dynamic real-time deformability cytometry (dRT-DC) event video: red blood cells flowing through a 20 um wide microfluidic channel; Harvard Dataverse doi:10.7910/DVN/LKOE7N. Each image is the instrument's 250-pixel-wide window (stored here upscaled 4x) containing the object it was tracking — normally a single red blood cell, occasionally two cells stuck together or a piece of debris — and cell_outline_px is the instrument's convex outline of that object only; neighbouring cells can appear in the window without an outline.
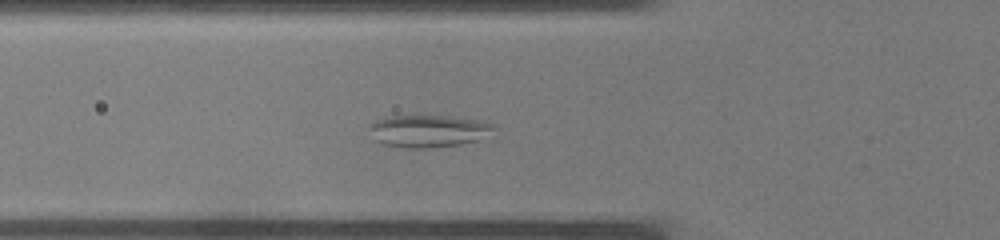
{"species": "common noctule bat (a hibernating species)", "species_latin": "Nyctalus noctula", "temperature_condition": "warm", "stored_images_in_passage": 29, "camera_frame_rate_fps": 3000, "um_per_image_px": 0.085, "animal": {"sex": "male", "body_mass_g": 19.0, "forearm_length_mm": 50.8}, "frame": {"image": 1, "passage_image": 5, "time_ms": 1.333, "image_size_px": [1000, 240], "cell_outline_px": [[496, 128], [476, 140], [460, 144], [428, 148], [404, 148], [380, 144], [372, 140], [368, 128], [376, 120], [392, 116], [452, 116], [484, 120], [496, 124]], "centroid_in_image_um": [36.38, 11.13], "position_along_channel_um": 89.4, "area_um2": 23.64}}
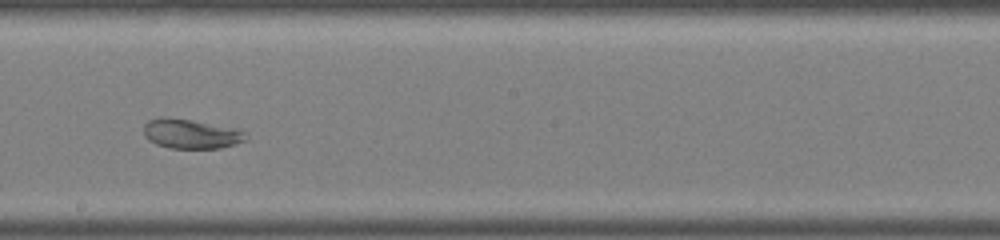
{"frame": {"image": 2, "passage_image": 13, "time_ms": 4.0, "image_size_px": [1000, 240], "cell_outline_px": [[248, 136], [244, 140], [220, 148], [168, 148], [156, 144], [148, 140], [144, 136], [144, 124], [148, 120], [192, 120], [240, 128]], "centroid_in_image_um": [16.28, 11.4], "position_along_channel_um": 231.9, "area_um2": 17.11}}
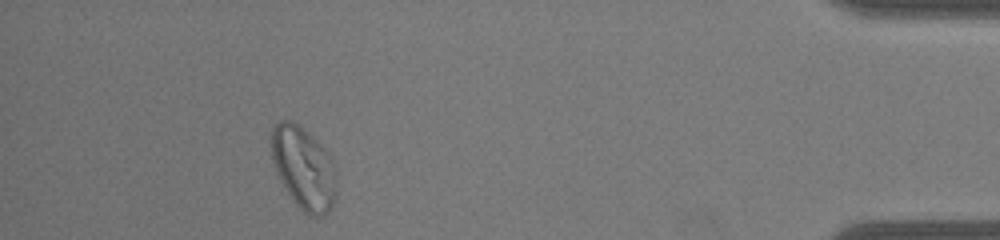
{"frame": {"image": 3, "passage_image": 26, "time_ms": 8.333, "image_size_px": [1000, 240], "cell_outline_px": [[336, 196], [332, 208], [324, 216], [308, 216], [292, 200], [280, 180], [276, 172], [272, 160], [272, 124], [280, 120], [292, 120], [308, 132], [328, 152], [332, 160], [336, 172]], "centroid_in_image_um": [25.82, 14.3], "position_along_channel_um": 409.4, "area_um2": 31.62}}